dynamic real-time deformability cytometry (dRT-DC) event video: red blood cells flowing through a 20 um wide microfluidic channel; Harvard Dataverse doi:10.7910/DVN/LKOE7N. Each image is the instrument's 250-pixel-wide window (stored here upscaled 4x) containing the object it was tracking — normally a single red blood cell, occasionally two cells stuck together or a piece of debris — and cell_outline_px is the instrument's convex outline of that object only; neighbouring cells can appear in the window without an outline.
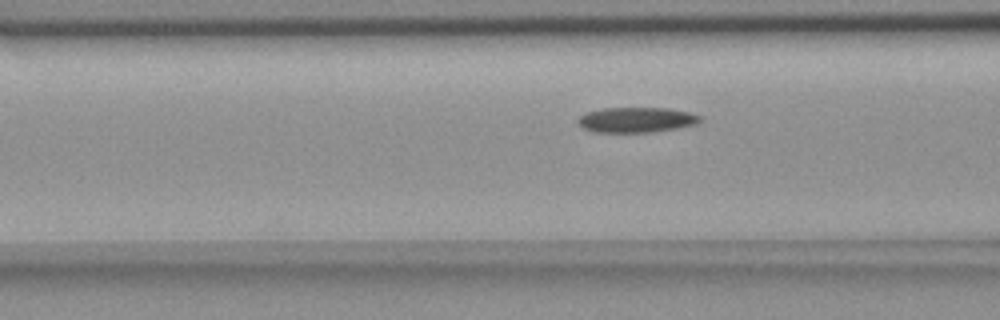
{"species": "common noctule bat (a hibernating species)", "species_latin": "Nyctalus noctula", "temperature_condition": "room temperature", "stored_images_in_passage": 5, "segment_of_instrument_passage": [2, 2], "camera_frame_rate_fps": 3000, "um_per_image_px": 0.085, "animal": {"sex": "female", "body_mass_g": 18.4}, "frame": {"image": 1, "passage_image": 5, "time_ms": 4.667, "image_size_px": [1000, 320], "cell_outline_px": [[700, 120], [696, 124], [676, 128], [652, 132], [596, 132], [584, 128], [580, 124], [580, 116], [588, 112], [600, 108], [668, 108], [688, 112], [700, 116]], "centroid_in_image_um": [54.11, 10.18], "position_along_channel_um": 112.5, "area_um2": 17.63}}